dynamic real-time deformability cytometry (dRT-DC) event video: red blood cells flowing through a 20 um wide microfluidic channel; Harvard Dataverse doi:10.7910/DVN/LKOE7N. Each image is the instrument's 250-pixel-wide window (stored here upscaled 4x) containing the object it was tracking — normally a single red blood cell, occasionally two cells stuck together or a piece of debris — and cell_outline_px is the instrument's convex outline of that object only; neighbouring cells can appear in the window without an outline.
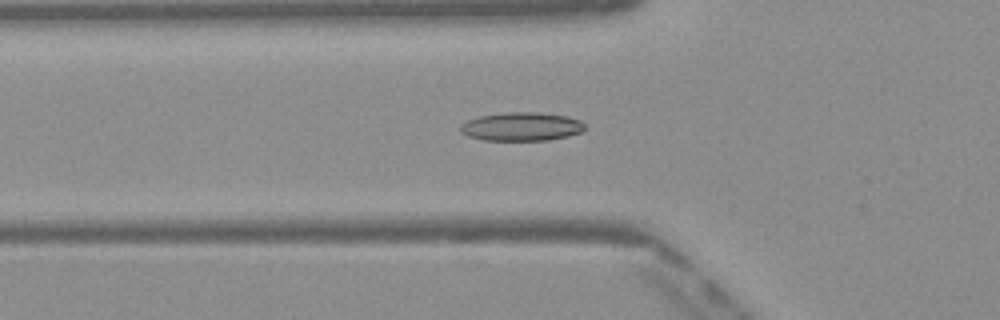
{"species": "Egyptian fruit bat (a non-hibernating species)", "species_latin": "Rousettus aegyptiacus", "temperature_condition": "warm", "stored_images_in_passage": 42, "camera_frame_rate_fps": 3000, "um_per_image_px": 0.085, "frame": {"image": 1, "passage_image": 15, "time_ms": 4.667, "image_size_px": [1000, 320], "cell_outline_px": [[584, 128], [580, 132], [568, 136], [548, 140], [484, 140], [468, 136], [460, 132], [460, 124], [468, 120], [480, 116], [508, 112], [540, 112], [568, 116], [580, 120], [584, 124]], "centroid_in_image_um": [44.32, 10.75], "position_along_channel_um": 81.5, "area_um2": 20.69}}
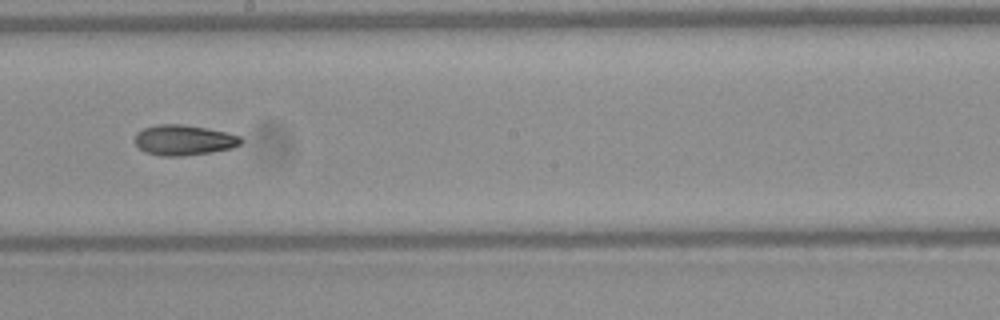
{"frame": {"image": 2, "passage_image": 26, "time_ms": 8.333, "image_size_px": [1000, 320], "cell_outline_px": [[244, 140], [240, 144], [232, 148], [212, 152], [184, 156], [160, 156], [144, 152], [136, 144], [136, 132], [144, 128], [156, 124], [184, 124], [224, 132], [240, 136]], "centroid_in_image_um": [15.62, 11.91], "position_along_channel_um": 232.6, "area_um2": 18.79}}
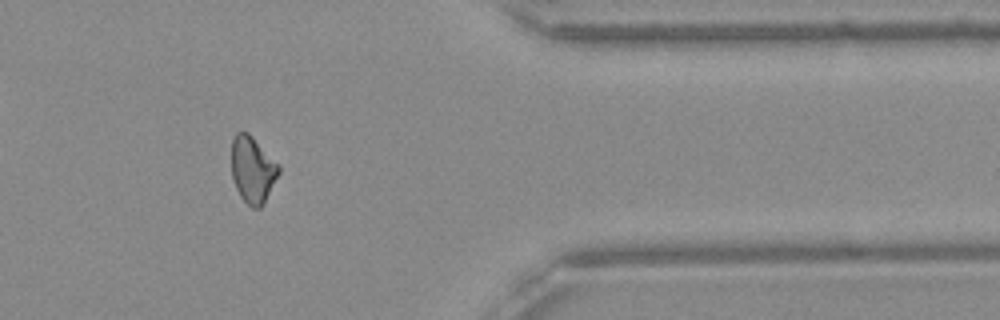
{"frame": {"image": 3, "passage_image": 39, "time_ms": 12.667, "image_size_px": [1000, 320], "cell_outline_px": [[280, 172], [264, 204], [260, 208], [252, 208], [240, 196], [236, 188], [232, 176], [232, 140], [236, 132], [248, 132], [280, 164]], "centroid_in_image_um": [21.49, 14.42], "position_along_channel_um": 389.9, "area_um2": 18.44}, "authors_computed_cell_mechanics": {"area_um2": 18.8139, "velocity_mm_per_s": 4.0911, "shape_relaxation_time_tau1_ms": null, "shape_relaxation_time_tau2_ms": 3.5778, "deformation_change_tau1": null, "deformation_change_tau2": 0.0934}}